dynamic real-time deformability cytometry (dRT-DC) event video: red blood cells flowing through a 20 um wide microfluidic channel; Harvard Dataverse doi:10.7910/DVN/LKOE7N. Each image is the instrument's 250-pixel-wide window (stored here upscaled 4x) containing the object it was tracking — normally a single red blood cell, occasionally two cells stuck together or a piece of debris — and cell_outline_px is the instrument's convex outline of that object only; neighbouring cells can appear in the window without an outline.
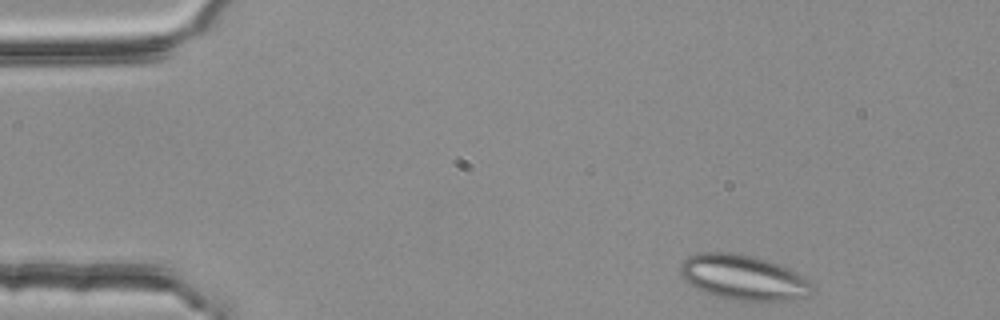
{"species": "common noctule bat (a hibernating species)", "species_latin": "Nyctalus noctula", "temperature_condition": "room temperature", "stored_images_in_passage": 45, "camera_frame_rate_fps": 3000, "um_per_image_px": 0.085, "animal": {"sex": "female", "body_mass_g": 25.1}, "frame": {"image": 1, "passage_image": 1, "time_ms": 0.0, "image_size_px": [1000, 320], "cell_outline_px": [[812, 292], [808, 296], [788, 300], [740, 300], [720, 296], [696, 288], [688, 284], [684, 280], [680, 272], [680, 264], [688, 256], [700, 252], [732, 252], [752, 256], [768, 260], [788, 268], [796, 272], [808, 280], [812, 288]], "centroid_in_image_um": [63.16, 23.56], "position_along_channel_um": 21.8, "area_um2": 34.22}}
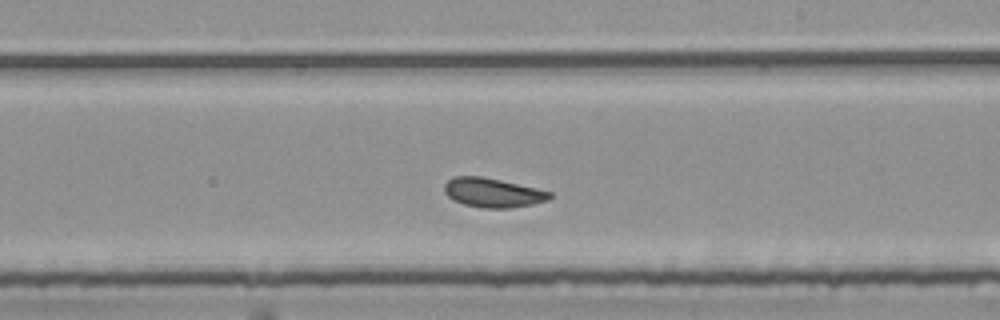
{"frame": {"image": 2, "passage_image": 26, "time_ms": 8.333, "image_size_px": [1000, 320], "cell_outline_px": [[552, 196], [548, 200], [532, 204], [512, 208], [484, 208], [464, 204], [452, 200], [444, 192], [444, 184], [448, 180], [456, 176], [480, 176], [500, 180], [536, 188], [552, 192]], "centroid_in_image_um": [41.88, 16.38], "position_along_channel_um": 247.1, "area_um2": 17.92}}
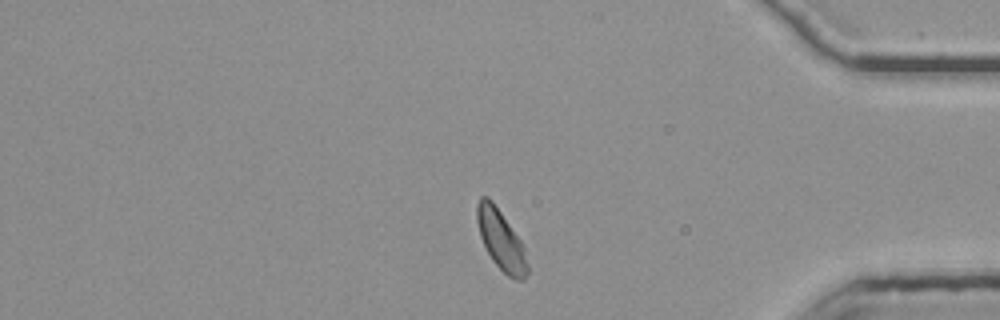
{"frame": {"image": 3, "passage_image": 40, "time_ms": 13.0, "image_size_px": [1000, 320], "cell_outline_px": [[528, 272], [524, 280], [516, 280], [508, 276], [492, 260], [480, 236], [476, 220], [476, 204], [480, 196], [488, 196], [492, 200], [520, 240], [524, 248], [528, 264]], "centroid_in_image_um": [42.57, 20.39], "position_along_channel_um": 392.6, "area_um2": 17.51}, "authors_computed_cell_mechanics": {"area_um2": 17.9758, "velocity_mm_per_s": 3.7252, "shape_relaxation_time_tau1_ms": null, "shape_relaxation_time_tau2_ms": 2.3799, "deformation_change_tau1": null, "deformation_change_tau2": 0.0826}}